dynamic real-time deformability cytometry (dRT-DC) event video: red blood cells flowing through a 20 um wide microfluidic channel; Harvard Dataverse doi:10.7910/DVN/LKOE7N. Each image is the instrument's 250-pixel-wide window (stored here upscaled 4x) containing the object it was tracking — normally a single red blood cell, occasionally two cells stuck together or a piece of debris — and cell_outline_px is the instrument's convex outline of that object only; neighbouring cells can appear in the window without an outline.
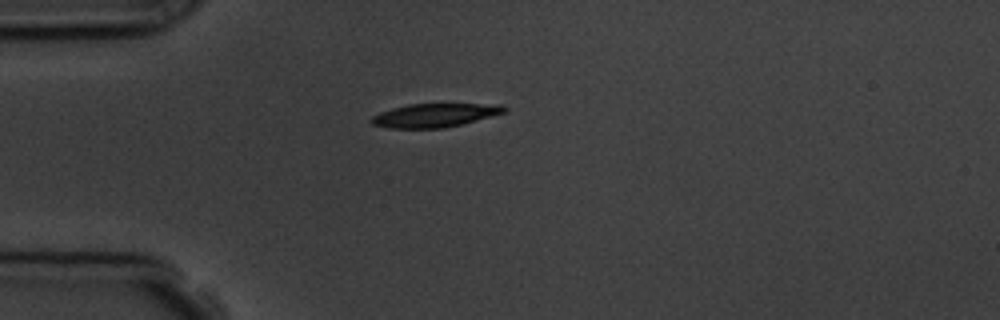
{"species": "common noctule bat (a hibernating species)", "species_latin": "Nyctalus noctula", "temperature_condition": "room temperature", "stored_images_in_passage": 2, "camera_frame_rate_fps": 3000, "um_per_image_px": 0.085, "animal": {"sex": "male", "body_mass_g": 19.5, "forearm_length_mm": 54.6}, "frame": {"image": 1, "passage_image": 1, "time_ms": 0.0, "image_size_px": [1000, 320], "cell_outline_px": [[508, 108], [504, 112], [460, 124], [444, 128], [388, 128], [372, 124], [368, 120], [372, 116], [380, 112], [392, 108], [408, 104], [500, 104]], "centroid_in_image_um": [36.88, 9.79], "position_along_channel_um": 48.1, "area_um2": 18.09}}